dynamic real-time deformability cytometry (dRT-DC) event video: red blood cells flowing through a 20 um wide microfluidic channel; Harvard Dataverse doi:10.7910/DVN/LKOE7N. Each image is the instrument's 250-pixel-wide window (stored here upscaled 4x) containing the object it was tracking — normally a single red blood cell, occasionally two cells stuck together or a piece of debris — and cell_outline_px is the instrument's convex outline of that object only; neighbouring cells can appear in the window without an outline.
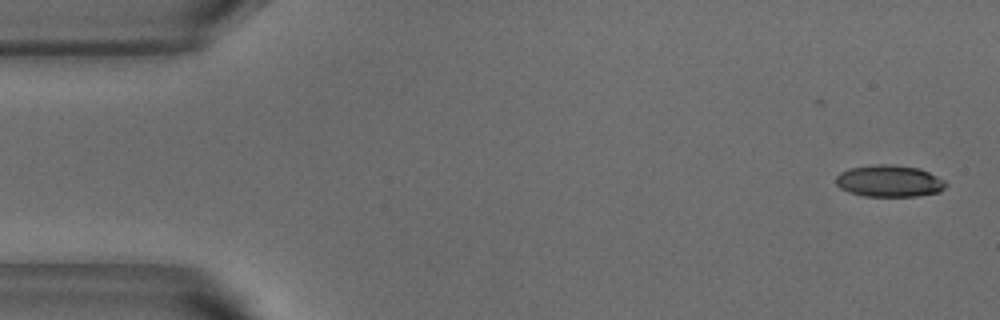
{"species": "common noctule bat (a hibernating species)", "species_latin": "Nyctalus noctula", "temperature_condition": "warm", "stored_images_in_passage": 46, "camera_frame_rate_fps": 3000, "um_per_image_px": 0.085, "animal": {"sex": "male", "body_mass_g": 18.8}, "frame": {"image": 1, "passage_image": 1, "time_ms": 0.0, "image_size_px": [1000, 320], "cell_outline_px": [[948, 184], [940, 192], [916, 196], [864, 196], [848, 192], [840, 188], [836, 184], [836, 176], [840, 172], [848, 168], [876, 164], [892, 164], [920, 168], [944, 180]], "centroid_in_image_um": [75.57, 15.38], "position_along_channel_um": 9.4, "area_um2": 20.52}}
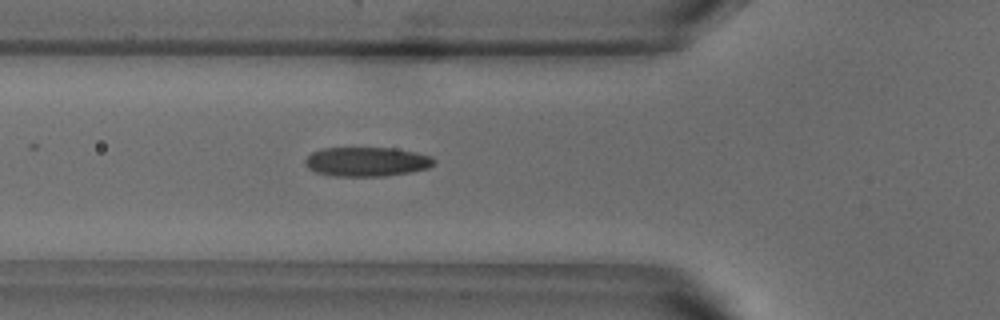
{"frame": {"image": 2, "passage_image": 17, "time_ms": 5.333, "image_size_px": [1000, 320], "cell_outline_px": [[436, 160], [428, 168], [412, 172], [384, 176], [336, 176], [316, 172], [308, 168], [304, 164], [304, 160], [312, 152], [324, 148], [396, 148], [416, 152], [432, 156]], "centroid_in_image_um": [31.18, 13.74], "position_along_channel_um": 94.6, "area_um2": 22.08}}
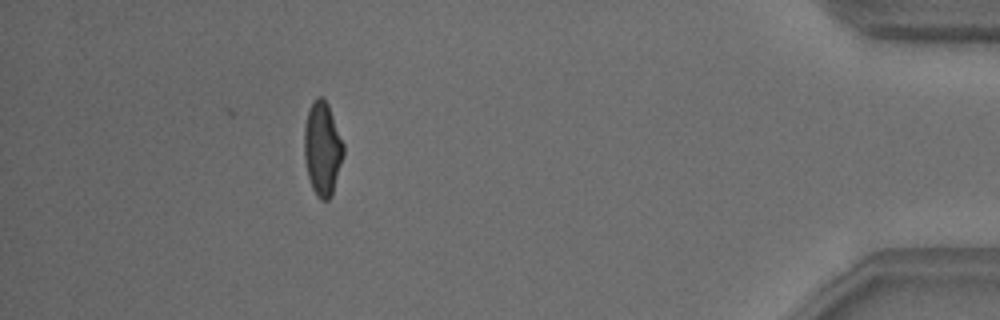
{"frame": {"image": 3, "passage_image": 46, "time_ms": 15.0, "image_size_px": [1000, 320], "cell_outline_px": [[344, 156], [332, 196], [328, 200], [320, 200], [316, 196], [312, 188], [308, 176], [304, 156], [304, 128], [308, 112], [316, 96], [324, 96], [328, 104], [344, 144]], "centroid_in_image_um": [27.42, 12.66], "position_along_channel_um": 407.8, "area_um2": 21.62}, "authors_computed_cell_mechanics": {"area_um2": 21.7039, "velocity_mm_per_s": 3.8157, "shape_relaxation_time_tau1_ms": 5.1501, "shape_relaxation_time_tau2_ms": 1.0993, "deformation_change_tau1": 0.1701, "deformation_change_tau2": 0.0761}}